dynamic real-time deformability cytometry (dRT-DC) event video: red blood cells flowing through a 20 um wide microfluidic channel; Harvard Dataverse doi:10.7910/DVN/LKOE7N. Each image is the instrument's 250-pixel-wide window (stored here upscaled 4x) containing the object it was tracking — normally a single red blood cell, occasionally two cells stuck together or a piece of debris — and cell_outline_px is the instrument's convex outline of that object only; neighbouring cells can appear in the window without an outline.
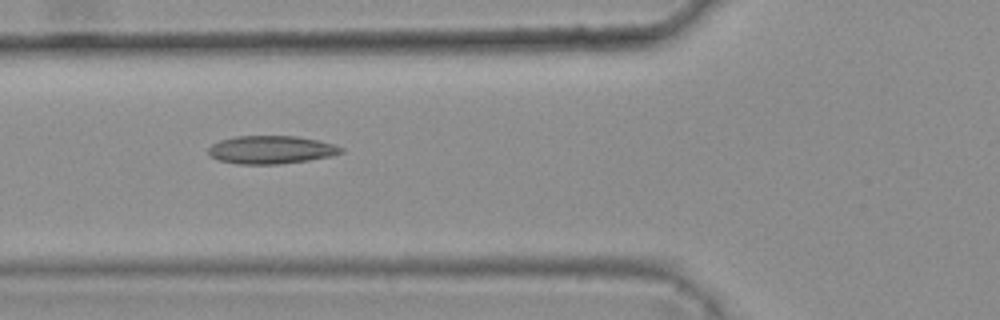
{"species": "common noctule bat (a hibernating species)", "species_latin": "Nyctalus noctula", "temperature_condition": "warm", "stored_images_in_passage": 10, "camera_frame_rate_fps": 3000, "um_per_image_px": 0.085, "animal": {"sex": "female", "body_mass_g": 25.1}, "frame": {"image": 1, "passage_image": 6, "time_ms": 1.667, "image_size_px": [1000, 320], "cell_outline_px": [[344, 152], [332, 156], [308, 160], [276, 164], [236, 164], [220, 160], [212, 156], [208, 152], [208, 148], [212, 144], [220, 140], [236, 136], [296, 136], [316, 140], [332, 144], [344, 148]], "centroid_in_image_um": [23.05, 12.73], "position_along_channel_um": 102.8, "area_um2": 21.56}}
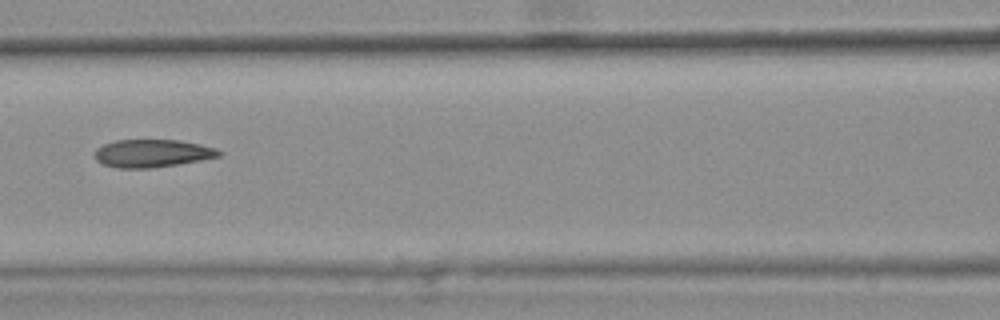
{"frame": {"image": 2, "passage_image": 7, "time_ms": 2.0, "image_size_px": [1000, 320], "cell_outline_px": [[220, 156], [200, 160], [152, 168], [116, 168], [104, 164], [96, 160], [96, 148], [104, 144], [116, 140], [180, 140], [200, 144], [216, 148], [220, 152]], "centroid_in_image_um": [12.93, 13.03], "position_along_channel_um": 153.7, "area_um2": 19.94}}